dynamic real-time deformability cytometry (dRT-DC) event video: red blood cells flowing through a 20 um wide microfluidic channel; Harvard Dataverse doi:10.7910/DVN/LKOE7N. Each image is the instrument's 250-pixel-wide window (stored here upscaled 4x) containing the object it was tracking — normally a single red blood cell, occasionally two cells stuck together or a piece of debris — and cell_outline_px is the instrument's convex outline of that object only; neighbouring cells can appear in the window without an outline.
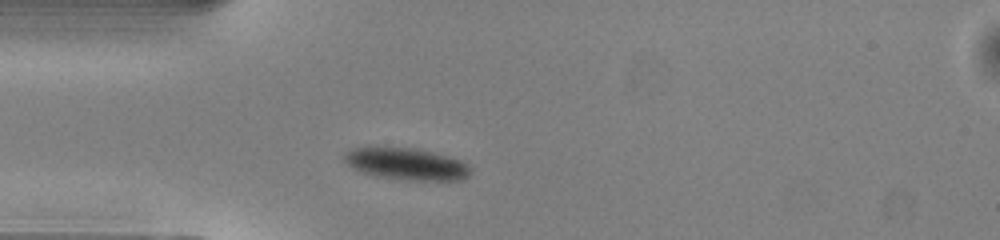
{"species": "common noctule bat (a hibernating species)", "species_latin": "Nyctalus noctula", "temperature_condition": "warm", "stored_images_in_passage": 38, "camera_frame_rate_fps": 3000, "um_per_image_px": 0.085, "animal": {"sex": "male", "body_mass_g": 13.0, "forearm_length_mm": 53.1}, "frame": {"image": 1, "passage_image": 1, "time_ms": 0.0, "image_size_px": [1000, 240], "cell_outline_px": [[472, 172], [468, 176], [460, 180], [404, 180], [380, 176], [364, 172], [352, 168], [344, 160], [344, 152], [352, 148], [368, 144], [412, 148], [432, 152], [448, 156], [460, 160], [468, 164], [472, 168]], "centroid_in_image_um": [34.5, 13.89], "position_along_channel_um": 50.5, "area_um2": 24.04}}
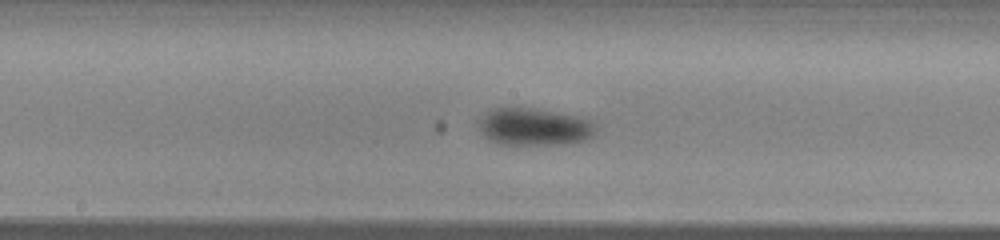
{"frame": {"image": 2, "passage_image": 13, "time_ms": 4.0, "image_size_px": [1000, 240], "cell_outline_px": [[596, 128], [592, 136], [584, 140], [560, 144], [500, 144], [488, 140], [480, 128], [480, 120], [492, 108], [532, 108], [572, 116], [588, 120], [596, 124]], "centroid_in_image_um": [45.39, 10.79], "position_along_channel_um": 202.8, "area_um2": 24.74}}
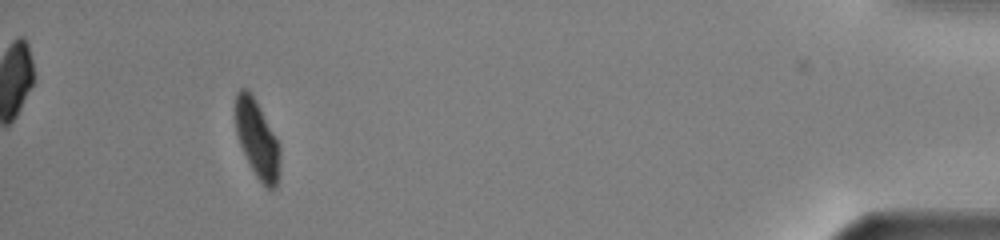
{"frame": {"image": 3, "passage_image": 34, "time_ms": 11.0, "image_size_px": [1000, 240], "cell_outline_px": [[280, 156], [276, 188], [272, 192], [256, 176], [240, 144], [236, 132], [236, 92], [240, 88], [248, 88], [256, 100], [276, 136], [280, 144]], "centroid_in_image_um": [21.87, 11.79], "position_along_channel_um": 413.3, "area_um2": 20.0}, "authors_computed_cell_mechanics": {"area_um2": 24.3916, "velocity_mm_per_s": 4.0335, "shape_relaxation_time_tau1_ms": 2.0784, "shape_relaxation_time_tau2_ms": null, "deformation_change_tau1": 0.0898, "deformation_change_tau2": null}}